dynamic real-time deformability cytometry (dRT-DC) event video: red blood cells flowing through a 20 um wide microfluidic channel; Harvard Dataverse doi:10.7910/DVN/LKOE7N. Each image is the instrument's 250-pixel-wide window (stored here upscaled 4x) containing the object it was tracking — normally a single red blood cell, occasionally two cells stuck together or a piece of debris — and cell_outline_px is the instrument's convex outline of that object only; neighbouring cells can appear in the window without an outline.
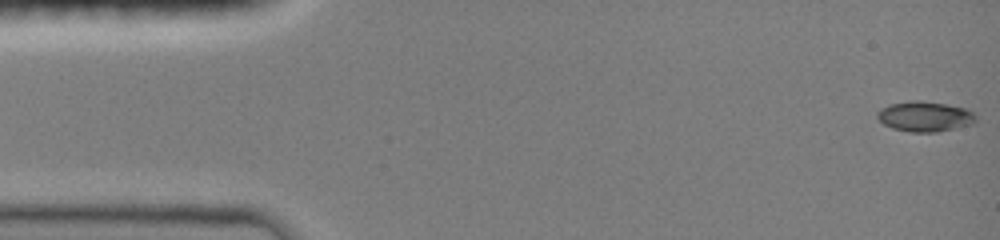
{"species": "common noctule bat (a hibernating species)", "species_latin": "Nyctalus noctula", "temperature_condition": "room temperature", "stored_images_in_passage": 47, "camera_frame_rate_fps": 3000, "um_per_image_px": 0.085, "animal": {"sex": "female", "body_mass_g": 19.0, "forearm_length_mm": 51.5}, "frame": {"image": 1, "passage_image": 1, "time_ms": 0.0, "image_size_px": [1000, 240], "cell_outline_px": [[976, 120], [972, 124], [936, 132], [908, 132], [892, 128], [884, 124], [876, 116], [876, 112], [880, 108], [888, 104], [912, 100], [920, 100], [944, 104], [964, 108], [972, 112], [976, 116]], "centroid_in_image_um": [78.56, 9.9], "position_along_channel_um": 6.4, "area_um2": 17.34}}
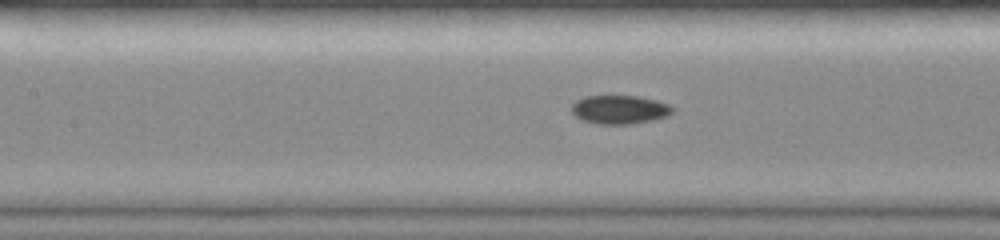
{"frame": {"image": 2, "passage_image": 21, "time_ms": 6.667, "image_size_px": [1000, 240], "cell_outline_px": [[676, 108], [668, 116], [652, 120], [632, 124], [596, 124], [584, 120], [576, 116], [572, 112], [572, 104], [576, 100], [584, 96], [636, 96], [656, 100], [668, 104]], "centroid_in_image_um": [52.68, 9.31], "position_along_channel_um": 154.7, "area_um2": 16.88}}
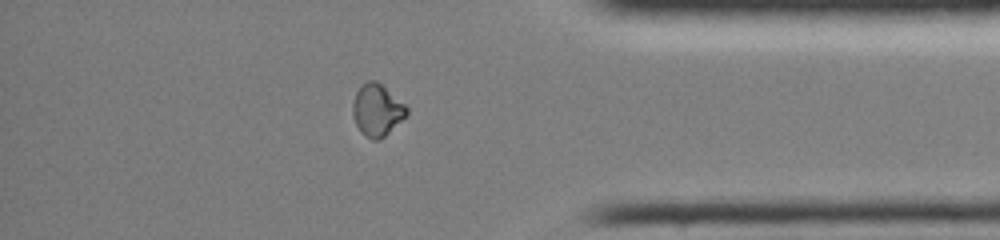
{"frame": {"image": 3, "passage_image": 40, "time_ms": 13.0, "image_size_px": [1000, 240], "cell_outline_px": [[408, 112], [380, 140], [372, 140], [364, 136], [360, 132], [352, 116], [352, 104], [356, 92], [368, 80], [376, 80], [404, 104], [408, 108]], "centroid_in_image_um": [32.0, 9.37], "position_along_channel_um": 403.2, "area_um2": 16.01}}